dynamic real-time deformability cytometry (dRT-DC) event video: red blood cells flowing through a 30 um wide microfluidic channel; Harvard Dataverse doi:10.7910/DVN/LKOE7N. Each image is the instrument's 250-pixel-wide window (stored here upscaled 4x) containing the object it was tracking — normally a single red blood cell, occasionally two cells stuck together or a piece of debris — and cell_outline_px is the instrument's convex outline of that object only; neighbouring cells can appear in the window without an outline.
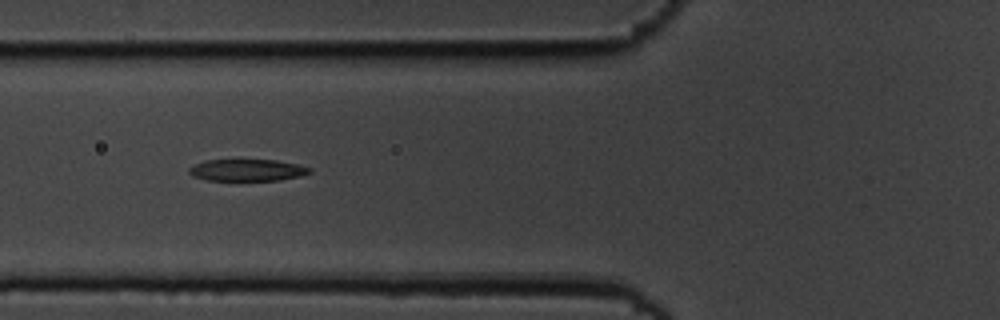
{"species": "common noctule bat (a hibernating species)", "species_latin": "Nyctalus noctula", "temperature_condition": "cold", "stored_images_in_passage": 7, "camera_frame_rate_fps": 3000, "um_per_image_px": 0.085, "animal": {"sex": "male", "body_mass_g": 19.5, "forearm_length_mm": 54.6}, "frame": {"image": 1, "passage_image": 5, "time_ms": 1.333, "image_size_px": [1000, 320], "cell_outline_px": [[312, 172], [300, 176], [280, 180], [240, 184], [208, 180], [192, 176], [188, 172], [188, 168], [204, 160], [276, 160], [296, 164], [312, 168]], "centroid_in_image_um": [20.99, 14.52], "position_along_channel_um": 104.8, "area_um2": 16.3}}
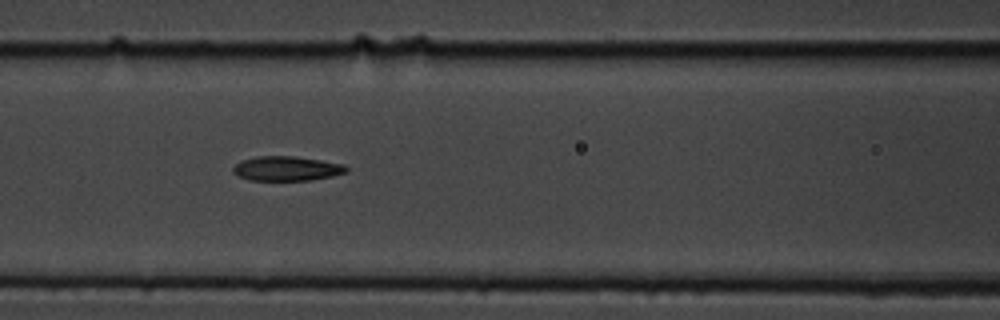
{"frame": {"image": 2, "passage_image": 6, "time_ms": 1.667, "image_size_px": [1000, 320], "cell_outline_px": [[348, 172], [332, 176], [312, 180], [248, 180], [236, 176], [232, 172], [232, 168], [240, 160], [256, 156], [296, 156], [344, 164], [348, 168]], "centroid_in_image_um": [24.34, 14.32], "position_along_channel_um": 142.3, "area_um2": 16.42}}
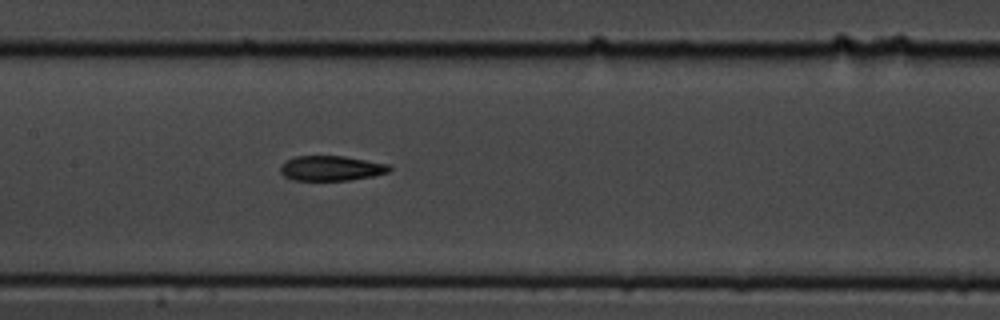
{"frame": {"image": 3, "passage_image": 7, "time_ms": 2.0, "image_size_px": [1000, 320], "cell_outline_px": [[392, 168], [388, 172], [372, 176], [348, 180], [292, 180], [284, 176], [280, 172], [280, 164], [296, 156], [344, 156], [392, 164]], "centroid_in_image_um": [28.17, 14.29], "position_along_channel_um": 179.2, "area_um2": 15.95}}